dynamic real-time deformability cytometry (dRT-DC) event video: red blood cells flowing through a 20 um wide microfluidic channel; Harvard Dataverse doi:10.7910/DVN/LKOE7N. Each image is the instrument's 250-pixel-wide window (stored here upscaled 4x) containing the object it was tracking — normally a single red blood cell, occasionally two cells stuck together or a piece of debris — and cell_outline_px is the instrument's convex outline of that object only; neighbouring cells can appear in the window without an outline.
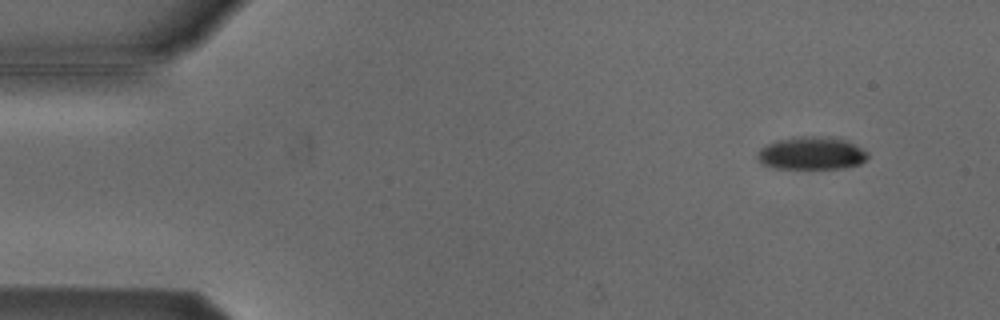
{"species": "Egyptian fruit bat (a non-hibernating species)", "species_latin": "Rousettus aegyptiacus", "temperature_condition": "cold", "stored_images_in_passage": 4, "camera_frame_rate_fps": 3000, "um_per_image_px": 0.085, "animal": {"sex": "male"}, "frame": {"image": 1, "passage_image": 2, "time_ms": 0.333, "image_size_px": [1000, 320], "cell_outline_px": [[868, 156], [860, 164], [844, 168], [776, 168], [760, 164], [756, 160], [756, 152], [760, 148], [776, 140], [812, 136], [844, 140], [868, 152]], "centroid_in_image_um": [68.91, 13.05], "position_along_channel_um": 16.1, "area_um2": 20.75}}